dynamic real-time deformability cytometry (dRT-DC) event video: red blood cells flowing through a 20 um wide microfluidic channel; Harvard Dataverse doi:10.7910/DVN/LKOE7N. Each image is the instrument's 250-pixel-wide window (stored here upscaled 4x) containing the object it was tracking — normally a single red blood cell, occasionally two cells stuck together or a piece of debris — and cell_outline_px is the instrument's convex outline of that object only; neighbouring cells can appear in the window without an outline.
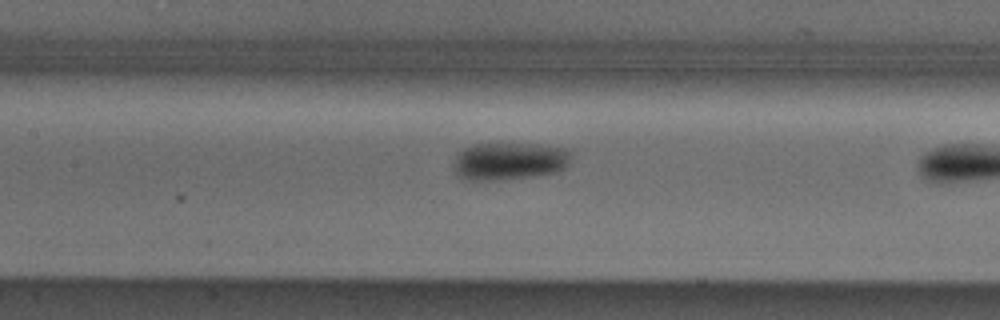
{"species": "Egyptian fruit bat (a non-hibernating species)", "species_latin": "Rousettus aegyptiacus", "temperature_condition": "cold", "stored_images_in_passage": 9, "camera_frame_rate_fps": 3000, "um_per_image_px": 0.085, "animal": {"sex": "male"}, "frame": {"image": 1, "passage_image": 7, "time_ms": 2.0, "image_size_px": [1000, 320], "cell_outline_px": [[572, 152], [568, 164], [564, 168], [552, 172], [528, 176], [496, 180], [468, 180], [460, 176], [452, 168], [452, 164], [456, 156], [464, 148], [472, 144], [496, 140], [536, 144], [568, 148]], "centroid_in_image_um": [43.25, 13.62], "position_along_channel_um": 164.2, "area_um2": 26.47}}